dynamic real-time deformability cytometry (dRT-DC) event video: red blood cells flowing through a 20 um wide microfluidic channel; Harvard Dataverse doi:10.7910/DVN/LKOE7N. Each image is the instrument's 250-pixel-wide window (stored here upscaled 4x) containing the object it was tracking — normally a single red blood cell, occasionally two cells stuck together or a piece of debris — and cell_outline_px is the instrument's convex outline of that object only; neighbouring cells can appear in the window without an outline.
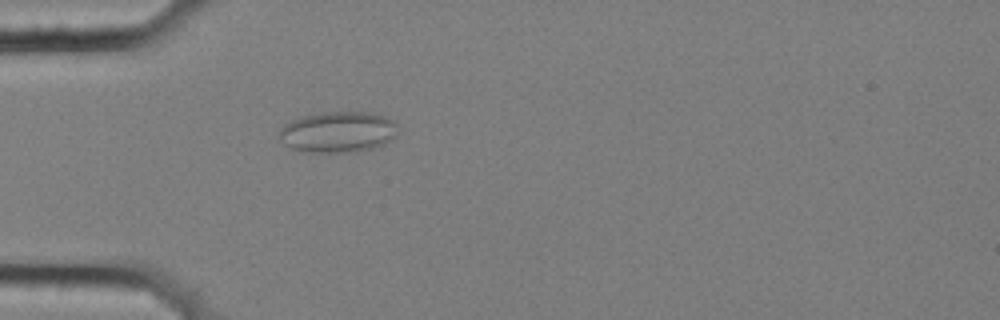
{"species": "common noctule bat (a hibernating species)", "species_latin": "Nyctalus noctula", "temperature_condition": "cold", "stored_images_in_passage": 57, "camera_frame_rate_fps": 3000, "um_per_image_px": 0.085, "animal": {"sex": "female", "body_mass_g": 25.1}, "frame": {"image": 1, "passage_image": 17, "time_ms": 5.333, "image_size_px": [1000, 320], "cell_outline_px": [[400, 132], [392, 140], [384, 144], [372, 148], [344, 152], [308, 152], [292, 148], [284, 144], [280, 140], [280, 128], [284, 124], [300, 116], [324, 112], [372, 112], [396, 120]], "centroid_in_image_um": [28.78, 11.2], "position_along_channel_um": 56.2, "area_um2": 28.61}}
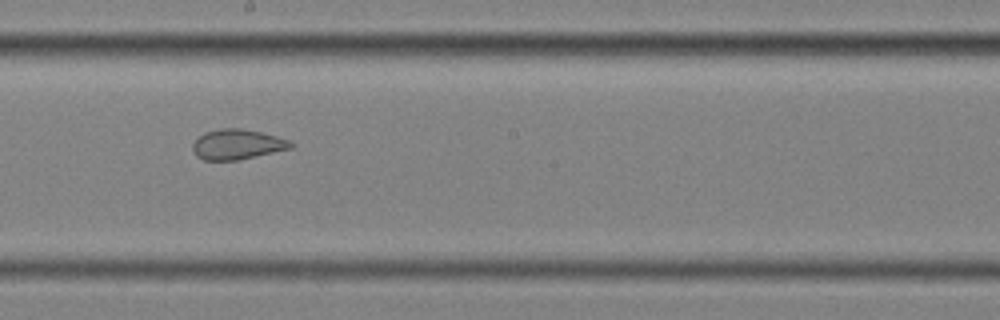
{"frame": {"image": 2, "passage_image": 32, "time_ms": 10.333, "image_size_px": [1000, 320], "cell_outline_px": [[296, 144], [292, 148], [240, 160], [204, 160], [196, 156], [192, 148], [192, 144], [204, 132], [220, 128], [240, 128], [260, 132], [276, 136], [288, 140]], "centroid_in_image_um": [20.17, 12.28], "position_along_channel_um": 228.0, "area_um2": 17.28}}
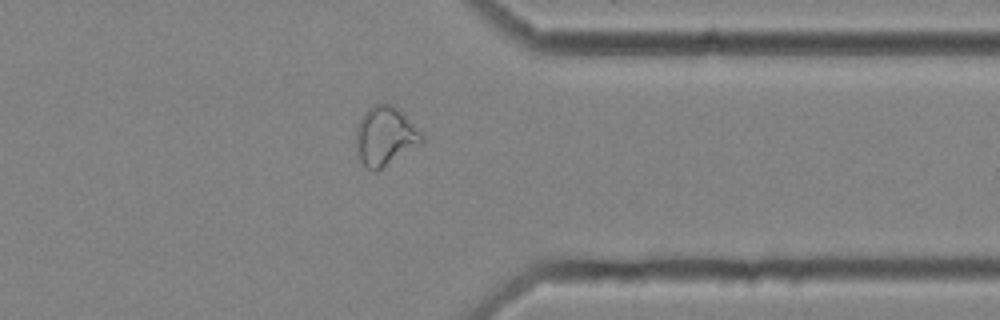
{"frame": {"image": 3, "passage_image": 45, "time_ms": 14.667, "image_size_px": [1000, 320], "cell_outline_px": [[424, 140], [376, 172], [372, 172], [360, 160], [356, 152], [356, 128], [364, 112], [372, 104], [392, 104], [400, 108], [424, 136]], "centroid_in_image_um": [32.71, 11.54], "position_along_channel_um": 378.7, "area_um2": 22.48}, "authors_computed_cell_mechanics": {"area_um2": 23.8136, "velocity_mm_per_s": 3.5751, "shape_relaxation_time_tau1_ms": null, "shape_relaxation_time_tau2_ms": 1.5149, "deformation_change_tau1": null, "deformation_change_tau2": 0.0683}}